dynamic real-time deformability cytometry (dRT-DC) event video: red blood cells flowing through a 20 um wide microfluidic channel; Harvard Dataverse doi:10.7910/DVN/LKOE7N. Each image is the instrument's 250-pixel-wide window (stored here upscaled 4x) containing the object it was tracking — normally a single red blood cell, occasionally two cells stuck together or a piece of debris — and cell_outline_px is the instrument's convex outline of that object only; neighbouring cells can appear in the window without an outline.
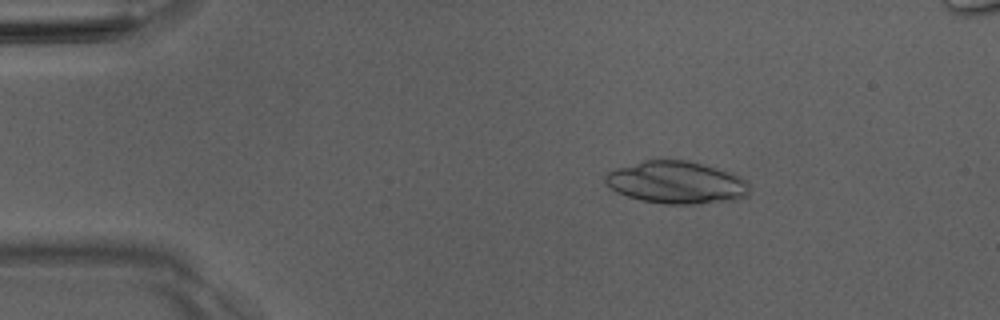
{"species": "Egyptian fruit bat (a non-hibernating species)", "species_latin": "Rousettus aegyptiacus", "temperature_condition": "room temperature", "stored_images_in_passage": 52, "segment_of_instrument_passage": [1, 2], "camera_frame_rate_fps": 3000, "um_per_image_px": 0.085, "animal": {"sex": "male"}, "frame": {"image": 1, "passage_image": 9, "time_ms": 2.667, "image_size_px": [1000, 320], "cell_outline_px": [[748, 196], [732, 200], [696, 204], [664, 204], [640, 200], [616, 192], [604, 180], [604, 176], [608, 172], [616, 168], [644, 160], [684, 160], [704, 164], [732, 172], [740, 176], [748, 184]], "centroid_in_image_um": [57.5, 15.51], "position_along_channel_um": 27.5, "area_um2": 35.6}}
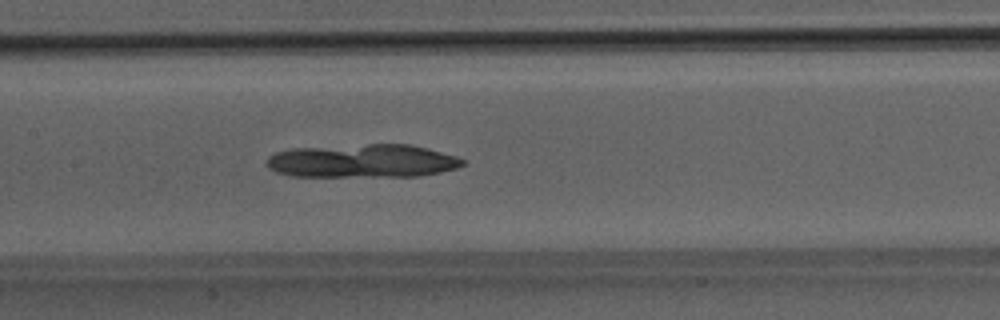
{"frame": {"image": 2, "passage_image": 25, "time_ms": 8.0, "image_size_px": [1000, 320], "cell_outline_px": [[464, 164], [456, 168], [440, 172], [420, 176], [292, 176], [276, 172], [268, 168], [264, 164], [268, 156], [276, 152], [292, 148], [368, 144], [408, 144], [428, 148], [456, 156], [464, 160]], "centroid_in_image_um": [30.78, 13.68], "position_along_channel_um": 176.6, "area_um2": 38.26}}
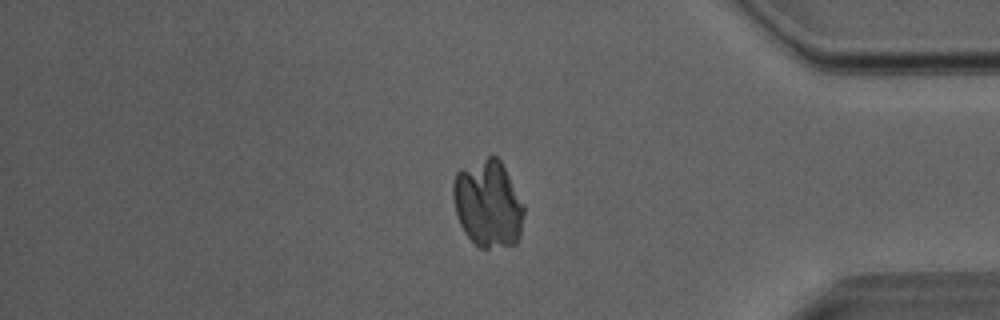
{"frame": {"image": 3, "passage_image": 43, "time_ms": 14.0, "image_size_px": [1000, 320], "cell_outline_px": [[524, 212], [520, 236], [516, 244], [488, 248], [480, 248], [464, 232], [456, 216], [452, 196], [452, 184], [456, 172], [460, 168], [488, 156], [496, 156], [500, 160], [524, 204]], "centroid_in_image_um": [41.46, 17.31], "position_along_channel_um": 393.7, "area_um2": 36.18}}